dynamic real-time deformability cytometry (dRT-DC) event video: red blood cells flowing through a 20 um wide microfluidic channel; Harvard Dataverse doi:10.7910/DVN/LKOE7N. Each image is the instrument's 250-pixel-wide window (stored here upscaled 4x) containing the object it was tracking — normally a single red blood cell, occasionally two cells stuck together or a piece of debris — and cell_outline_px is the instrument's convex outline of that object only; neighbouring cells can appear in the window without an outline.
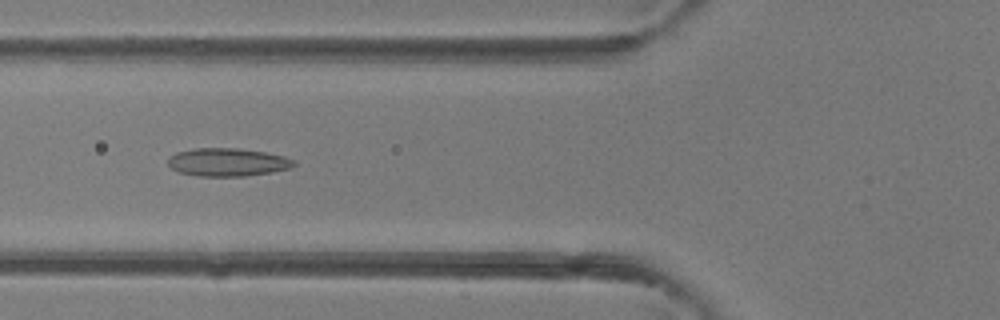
{"species": "common noctule bat (a hibernating species)", "species_latin": "Nyctalus noctula", "temperature_condition": "room temperature", "stored_images_in_passage": 5, "camera_frame_rate_fps": 3000, "um_per_image_px": 0.085, "animal": {"sex": "female"}, "frame": {"image": 1, "passage_image": 5, "time_ms": 5.333, "image_size_px": [1000, 320], "cell_outline_px": [[296, 164], [292, 168], [272, 172], [244, 176], [200, 176], [180, 172], [172, 168], [168, 164], [168, 156], [176, 152], [192, 148], [236, 148], [264, 152], [284, 156], [296, 160]], "centroid_in_image_um": [19.36, 13.78], "position_along_channel_um": 106.4, "area_um2": 20.69}}